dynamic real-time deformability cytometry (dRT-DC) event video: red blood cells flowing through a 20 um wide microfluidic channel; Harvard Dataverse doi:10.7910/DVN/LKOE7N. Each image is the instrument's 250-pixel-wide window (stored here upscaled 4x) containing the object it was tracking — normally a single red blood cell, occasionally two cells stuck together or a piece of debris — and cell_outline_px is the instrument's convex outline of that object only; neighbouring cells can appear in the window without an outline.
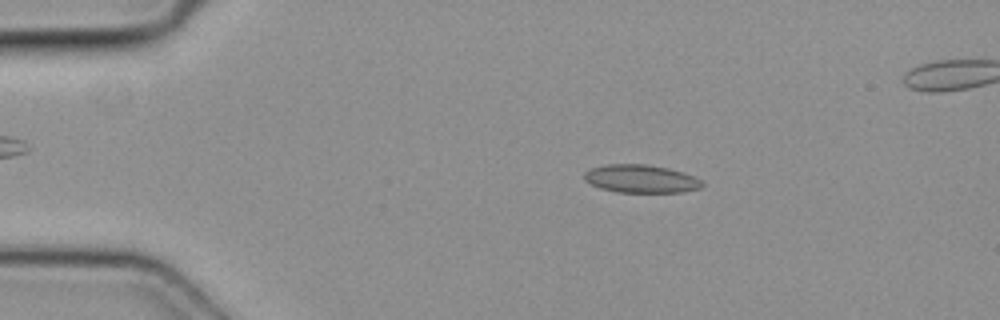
{"species": "common noctule bat (a hibernating species)", "species_latin": "Nyctalus noctula", "temperature_condition": "cold", "stored_images_in_passage": 4, "camera_frame_rate_fps": 3000, "um_per_image_px": 0.085, "animal": {"sex": "female", "body_mass_g": 19.3, "forearm_length_mm": 54.1}, "frame": {"image": 1, "passage_image": 2, "time_ms": 0.333, "image_size_px": [1000, 320], "cell_outline_px": [[704, 184], [700, 188], [684, 192], [616, 192], [600, 188], [584, 180], [584, 172], [588, 168], [604, 164], [644, 164], [668, 168], [704, 180]], "centroid_in_image_um": [54.45, 15.19], "position_along_channel_um": 30.5, "area_um2": 19.36}}